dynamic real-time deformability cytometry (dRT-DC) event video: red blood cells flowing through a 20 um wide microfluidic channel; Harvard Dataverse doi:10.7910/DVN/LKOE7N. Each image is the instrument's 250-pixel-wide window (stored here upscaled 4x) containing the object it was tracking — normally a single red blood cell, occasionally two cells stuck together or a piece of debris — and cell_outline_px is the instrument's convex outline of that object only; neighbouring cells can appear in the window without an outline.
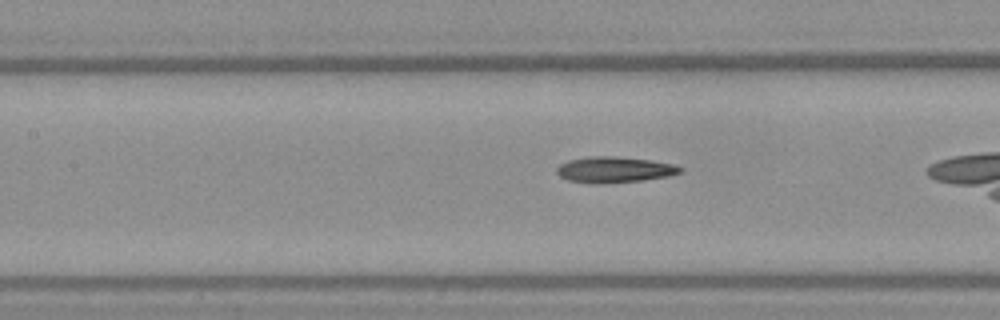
{"species": "Egyptian fruit bat (a non-hibernating species)", "species_latin": "Rousettus aegyptiacus", "temperature_condition": "warm", "stored_images_in_passage": 28, "camera_frame_rate_fps": 3000, "um_per_image_px": 0.085, "frame": {"image": 1, "passage_image": 20, "time_ms": 6.333, "image_size_px": [1000, 320], "cell_outline_px": [[684, 168], [680, 172], [668, 176], [644, 180], [592, 184], [568, 180], [560, 176], [556, 172], [556, 168], [560, 164], [568, 160], [588, 156], [616, 156], [652, 160], [672, 164]], "centroid_in_image_um": [52.19, 14.41], "position_along_channel_um": 155.2, "area_um2": 18.67}}